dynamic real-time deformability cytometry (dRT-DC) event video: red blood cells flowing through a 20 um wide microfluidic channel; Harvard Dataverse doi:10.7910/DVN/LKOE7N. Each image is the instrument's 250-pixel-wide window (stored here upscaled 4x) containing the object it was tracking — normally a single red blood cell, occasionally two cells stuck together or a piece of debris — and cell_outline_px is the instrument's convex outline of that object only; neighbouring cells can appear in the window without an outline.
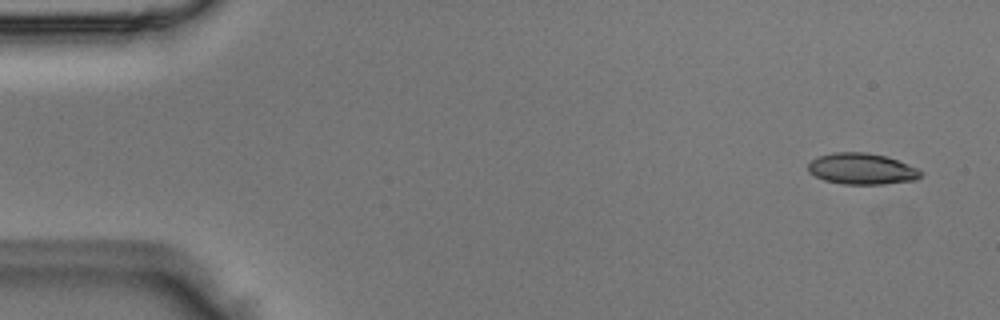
{"species": "Egyptian fruit bat (a non-hibernating species)", "species_latin": "Rousettus aegyptiacus", "temperature_condition": "room temperature", "stored_images_in_passage": 4, "camera_frame_rate_fps": 3000, "um_per_image_px": 0.085, "animal": {"sex": "male"}, "frame": {"image": 1, "passage_image": 1, "time_ms": 0.0, "image_size_px": [1000, 320], "cell_outline_px": [[924, 176], [916, 180], [884, 184], [844, 184], [824, 180], [808, 172], [808, 164], [816, 156], [832, 152], [864, 152], [888, 156], [916, 168], [924, 172]], "centroid_in_image_um": [73.27, 14.35], "position_along_channel_um": 11.7, "area_um2": 20.69}}